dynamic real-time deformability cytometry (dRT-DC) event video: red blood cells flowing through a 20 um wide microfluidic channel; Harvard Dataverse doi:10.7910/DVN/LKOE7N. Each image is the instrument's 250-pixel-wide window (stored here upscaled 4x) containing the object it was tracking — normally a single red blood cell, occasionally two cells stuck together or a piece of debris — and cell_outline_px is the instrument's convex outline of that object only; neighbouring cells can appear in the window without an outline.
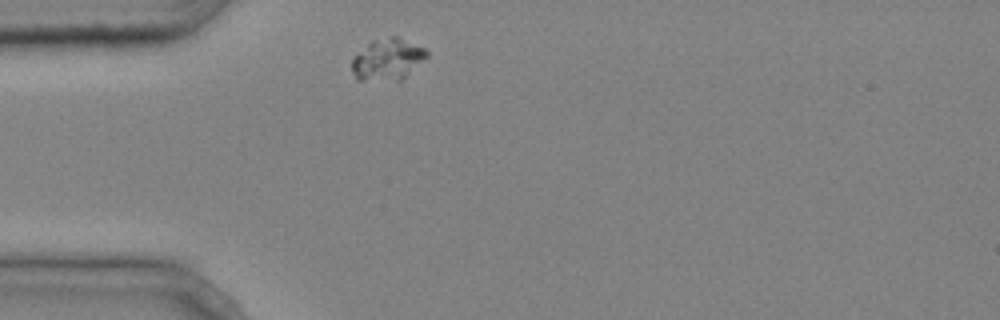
{"species": "common noctule bat (a hibernating species)", "species_latin": "Nyctalus noctula", "temperature_condition": "cold", "stored_images_in_passage": 27, "camera_frame_rate_fps": 3000, "um_per_image_px": 0.085, "animal": {"sex": "male", "body_mass_g": 20.4}, "frame": {"image": 1, "passage_image": 1, "time_ms": 0.0, "image_size_px": [1000, 320], "cell_outline_px": [[428, 56], [400, 80], [356, 80], [352, 72], [352, 56], [372, 40], [392, 36], [396, 36], [424, 48], [428, 52]], "centroid_in_image_um": [32.89, 5.04], "position_along_channel_um": 52.1, "area_um2": 17.98}}
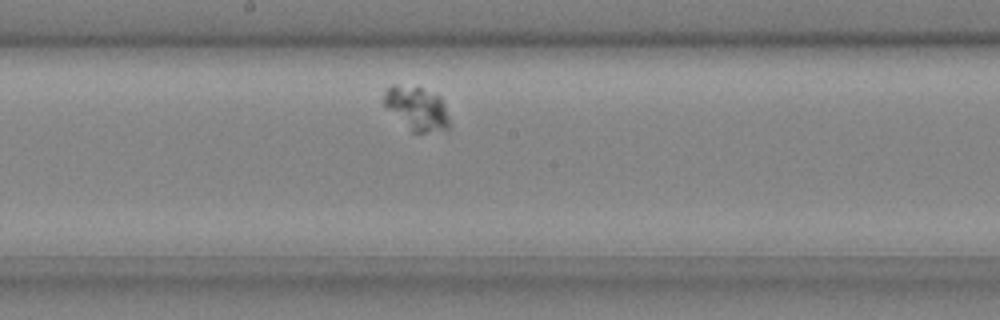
{"frame": {"image": 2, "passage_image": 14, "time_ms": 4.333, "image_size_px": [1000, 320], "cell_outline_px": [[448, 128], [424, 132], [412, 132], [384, 104], [384, 92], [392, 84], [396, 84], [420, 88], [440, 96], [444, 104], [448, 116]], "centroid_in_image_um": [35.42, 9.19], "position_along_channel_um": 212.8, "area_um2": 16.07}}
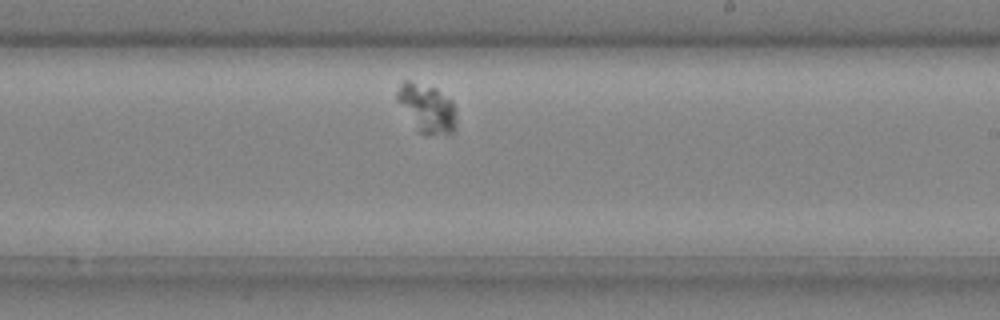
{"frame": {"image": 3, "passage_image": 17, "time_ms": 5.333, "image_size_px": [1000, 320], "cell_outline_px": [[456, 128], [452, 136], [420, 132], [396, 100], [396, 92], [400, 84], [404, 80], [412, 80], [436, 88], [452, 100], [456, 112]], "centroid_in_image_um": [36.32, 9.17], "position_along_channel_um": 252.7, "area_um2": 16.88}}